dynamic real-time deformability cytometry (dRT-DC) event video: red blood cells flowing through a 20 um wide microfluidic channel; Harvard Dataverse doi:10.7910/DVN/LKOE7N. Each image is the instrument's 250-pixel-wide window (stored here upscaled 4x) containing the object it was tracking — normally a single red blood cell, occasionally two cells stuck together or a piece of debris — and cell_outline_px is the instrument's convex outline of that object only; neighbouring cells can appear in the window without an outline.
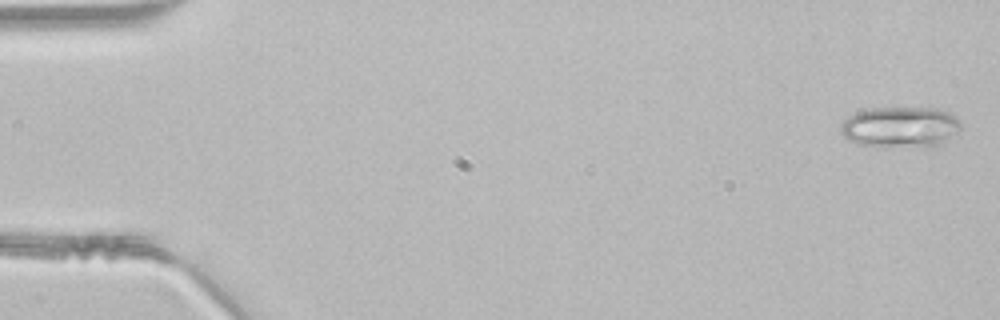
{"species": "common noctule bat (a hibernating species)", "species_latin": "Nyctalus noctula", "temperature_condition": "room temperature", "stored_images_in_passage": 36, "camera_frame_rate_fps": 3000, "um_per_image_px": 0.085, "animal": {"sex": "male", "body_mass_g": 21.5, "forearm_length_mm": 52.0}, "frame": {"image": 1, "passage_image": 1, "time_ms": 0.0, "image_size_px": [1000, 320], "cell_outline_px": [[960, 128], [944, 144], [924, 148], [920, 148], [860, 144], [848, 140], [840, 132], [840, 124], [848, 116], [856, 112], [868, 108], [940, 108], [948, 112], [960, 120]], "centroid_in_image_um": [76.54, 10.8], "position_along_channel_um": 8.5, "area_um2": 28.9}}
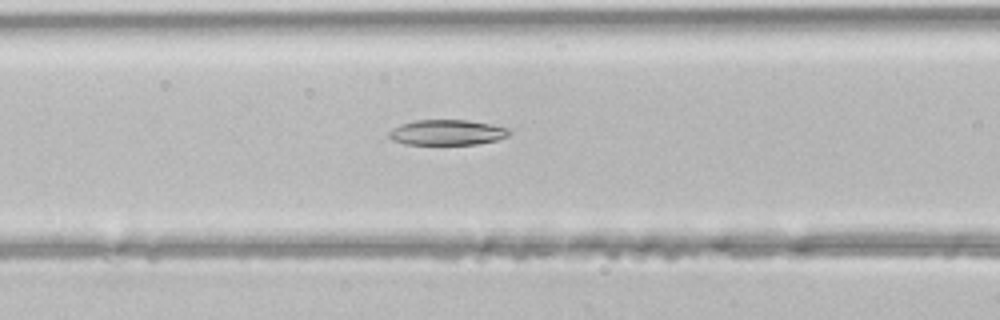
{"frame": {"image": 2, "passage_image": 19, "time_ms": 6.0, "image_size_px": [1000, 320], "cell_outline_px": [[512, 132], [508, 136], [496, 140], [476, 144], [404, 144], [392, 140], [388, 136], [388, 132], [392, 128], [400, 124], [416, 120], [468, 120], [508, 128]], "centroid_in_image_um": [37.97, 11.25], "position_along_channel_um": 128.6, "area_um2": 17.74}}
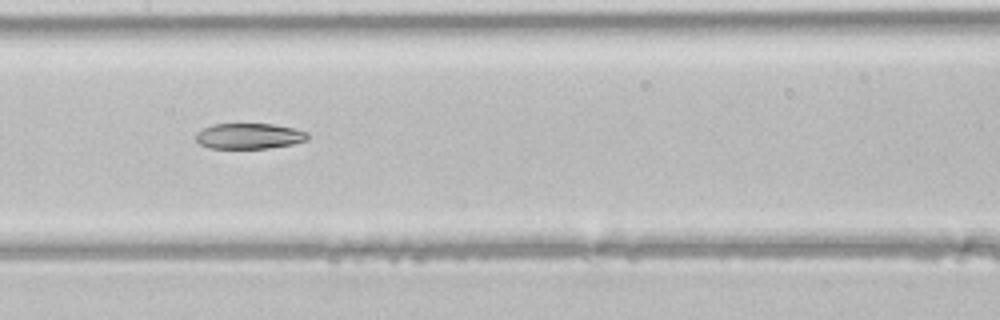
{"frame": {"image": 3, "passage_image": 23, "time_ms": 7.333, "image_size_px": [1000, 320], "cell_outline_px": [[308, 140], [292, 144], [268, 148], [208, 148], [200, 144], [196, 140], [196, 132], [212, 124], [272, 124], [292, 128], [308, 132]], "centroid_in_image_um": [21.16, 11.56], "position_along_channel_um": 186.2, "area_um2": 16.65}}